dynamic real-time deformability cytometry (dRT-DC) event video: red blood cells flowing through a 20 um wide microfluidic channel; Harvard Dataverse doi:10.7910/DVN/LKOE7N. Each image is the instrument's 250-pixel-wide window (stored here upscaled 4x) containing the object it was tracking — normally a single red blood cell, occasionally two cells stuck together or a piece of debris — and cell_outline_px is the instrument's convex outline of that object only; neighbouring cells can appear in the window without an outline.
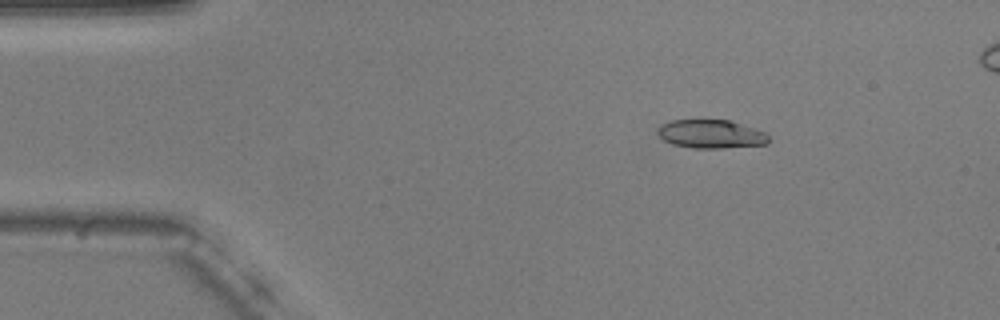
{"species": "common noctule bat (a hibernating species)", "species_latin": "Nyctalus noctula", "temperature_condition": "warm", "stored_images_in_passage": 54, "camera_frame_rate_fps": 3000, "um_per_image_px": 0.085, "animal": {"sex": "male", "body_mass_g": 20.5, "forearm_length_mm": 52.5}, "frame": {"image": 1, "passage_image": 9, "time_ms": 2.667, "image_size_px": [1000, 320], "cell_outline_px": [[768, 144], [720, 148], [692, 148], [672, 144], [664, 140], [656, 132], [656, 128], [660, 124], [672, 120], [728, 120], [764, 132], [768, 136]], "centroid_in_image_um": [60.37, 11.39], "position_along_channel_um": 24.6, "area_um2": 18.32}}
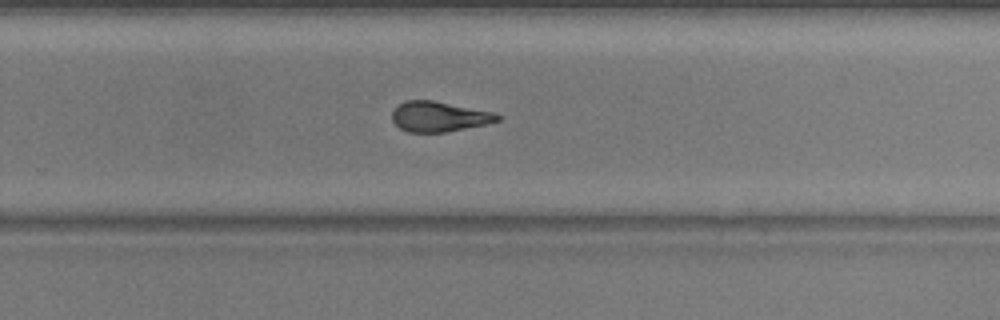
{"frame": {"image": 2, "passage_image": 36, "time_ms": 11.667, "image_size_px": [1000, 320], "cell_outline_px": [[500, 120], [484, 124], [444, 132], [408, 132], [400, 128], [392, 120], [392, 108], [408, 100], [432, 100], [496, 112], [500, 116]], "centroid_in_image_um": [37.3, 9.9], "position_along_channel_um": 292.5, "area_um2": 18.44}}
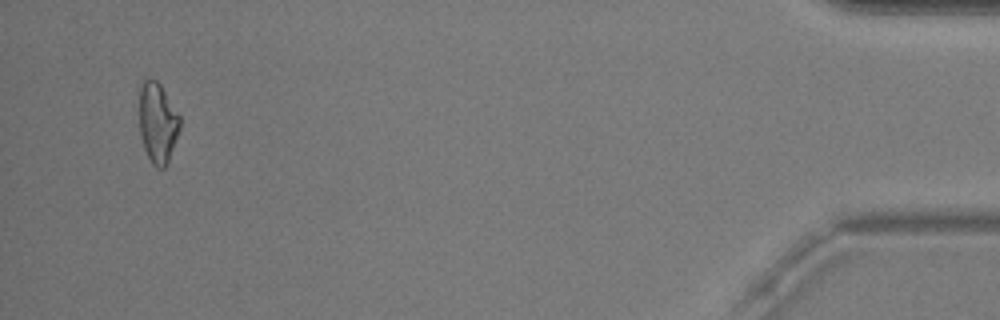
{"frame": {"image": 3, "passage_image": 53, "time_ms": 17.333, "image_size_px": [1000, 320], "cell_outline_px": [[180, 128], [168, 164], [164, 168], [156, 168], [152, 164], [144, 148], [140, 132], [140, 80], [156, 80], [160, 84], [180, 116]], "centroid_in_image_um": [13.41, 10.46], "position_along_channel_um": 421.8, "area_um2": 18.96}}